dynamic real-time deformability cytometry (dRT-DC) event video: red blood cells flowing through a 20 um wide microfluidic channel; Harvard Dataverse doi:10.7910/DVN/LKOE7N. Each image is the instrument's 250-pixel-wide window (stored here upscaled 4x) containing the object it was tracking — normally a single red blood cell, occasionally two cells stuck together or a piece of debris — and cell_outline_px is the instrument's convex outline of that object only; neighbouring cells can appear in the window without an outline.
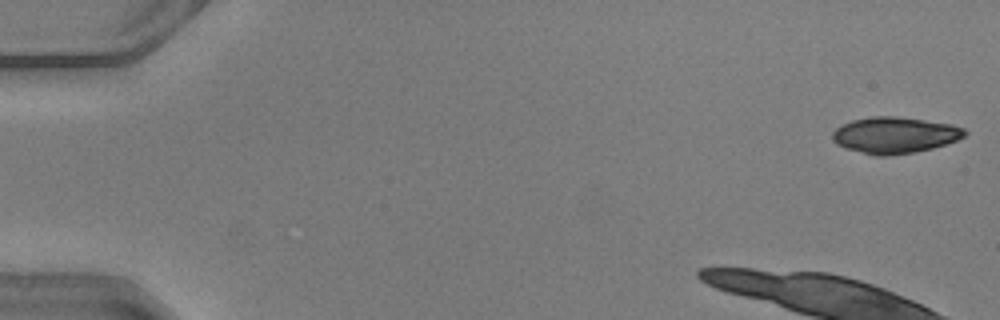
{"species": "common noctule bat (a hibernating species)", "species_latin": "Nyctalus noctula", "temperature_condition": "warm", "stored_images_in_passage": 11, "camera_frame_rate_fps": 3000, "um_per_image_px": 0.085, "animal": {"sex": "male", "body_mass_g": 20.5, "forearm_length_mm": 52.5}, "frame": {"image": 1, "passage_image": 1, "time_ms": 0.0, "image_size_px": [1000, 320], "cell_outline_px": [[968, 132], [964, 136], [956, 140], [932, 148], [912, 152], [888, 156], [876, 156], [844, 148], [836, 144], [832, 140], [832, 132], [836, 128], [852, 120], [872, 116], [896, 116], [952, 124], [964, 128]], "centroid_in_image_um": [76.02, 11.48], "position_along_channel_um": 9.0, "area_um2": 27.92}}